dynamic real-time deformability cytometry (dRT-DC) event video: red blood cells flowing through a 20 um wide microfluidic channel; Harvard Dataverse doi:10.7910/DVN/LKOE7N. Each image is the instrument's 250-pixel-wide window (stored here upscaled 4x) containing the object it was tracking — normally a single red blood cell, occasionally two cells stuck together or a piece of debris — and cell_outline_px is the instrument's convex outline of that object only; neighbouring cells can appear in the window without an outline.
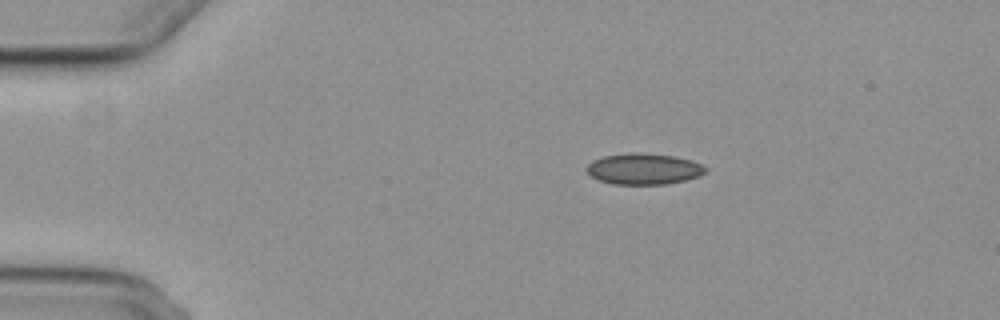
{"species": "common noctule bat (a hibernating species)", "species_latin": "Nyctalus noctula", "temperature_condition": "cold", "stored_images_in_passage": 4, "camera_frame_rate_fps": 3000, "um_per_image_px": 0.085, "animal": {"sex": "female", "body_mass_g": 29.2, "forearm_length_mm": 56.3}, "frame": {"image": 1, "passage_image": 1, "time_ms": 0.0, "image_size_px": [1000, 320], "cell_outline_px": [[708, 172], [700, 176], [668, 184], [612, 184], [600, 180], [592, 176], [584, 168], [592, 160], [604, 156], [636, 152], [640, 152], [676, 156], [692, 160], [708, 168]], "centroid_in_image_um": [54.75, 14.35], "position_along_channel_um": 30.2, "area_um2": 21.68}}
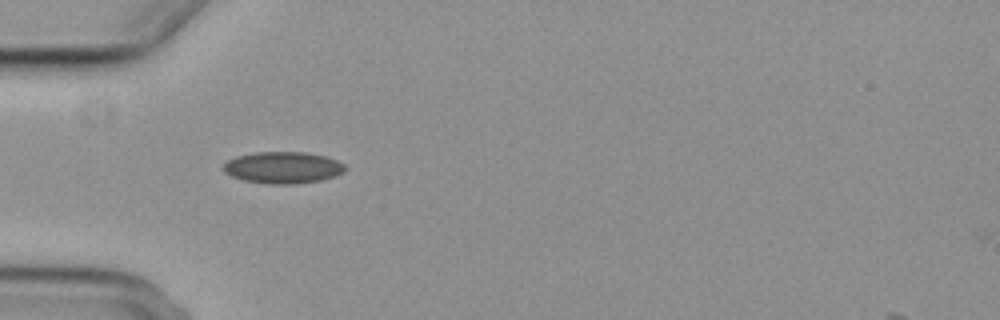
{"frame": {"image": 2, "passage_image": 3, "time_ms": 2.333, "image_size_px": [1000, 320], "cell_outline_px": [[348, 168], [344, 172], [336, 176], [320, 180], [296, 184], [272, 184], [244, 180], [232, 176], [224, 172], [224, 164], [228, 160], [236, 156], [256, 152], [304, 152], [324, 156], [336, 160], [344, 164]], "centroid_in_image_um": [24.08, 14.24], "position_along_channel_um": 60.9, "area_um2": 22.43}}
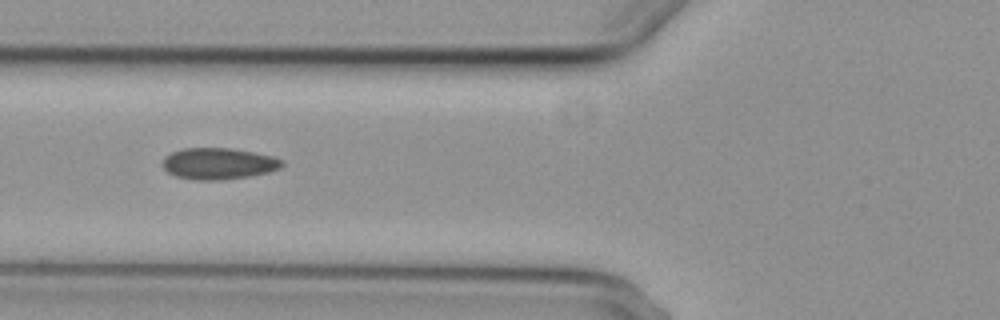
{"frame": {"image": 3, "passage_image": 4, "time_ms": 3.667, "image_size_px": [1000, 320], "cell_outline_px": [[284, 164], [280, 168], [268, 172], [248, 176], [224, 180], [192, 180], [176, 176], [168, 172], [164, 168], [164, 156], [172, 152], [184, 148], [232, 148], [272, 156], [284, 160]], "centroid_in_image_um": [18.58, 13.91], "position_along_channel_um": 107.2, "area_um2": 21.85}}